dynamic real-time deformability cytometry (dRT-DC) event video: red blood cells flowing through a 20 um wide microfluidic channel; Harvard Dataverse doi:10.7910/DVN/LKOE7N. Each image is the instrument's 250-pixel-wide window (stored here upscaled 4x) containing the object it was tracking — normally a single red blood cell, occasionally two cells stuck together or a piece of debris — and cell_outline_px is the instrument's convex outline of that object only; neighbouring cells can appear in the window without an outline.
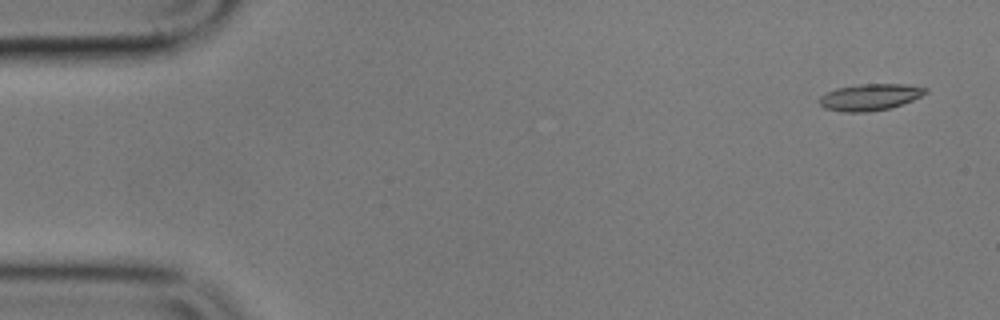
{"species": "common noctule bat (a hibernating species)", "species_latin": "Nyctalus noctula", "temperature_condition": "cold", "stored_images_in_passage": 5, "camera_frame_rate_fps": 3000, "um_per_image_px": 0.085, "animal": {"sex": "male", "body_mass_g": 17.9}, "frame": {"image": 1, "passage_image": 1, "time_ms": 0.0, "image_size_px": [1000, 320], "cell_outline_px": [[928, 92], [912, 100], [888, 108], [868, 112], [844, 112], [824, 108], [820, 104], [820, 96], [836, 88], [860, 84], [908, 84], [928, 88]], "centroid_in_image_um": [73.95, 8.24], "position_along_channel_um": 11.0, "area_um2": 16.3}}
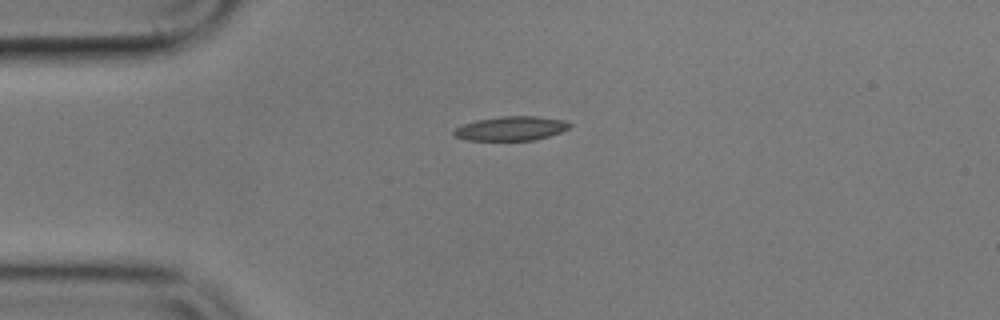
{"frame": {"image": 2, "passage_image": 4, "time_ms": 3.667, "image_size_px": [1000, 320], "cell_outline_px": [[572, 124], [568, 128], [560, 132], [548, 136], [532, 140], [468, 140], [456, 136], [452, 132], [456, 128], [464, 124], [476, 120], [500, 116], [536, 116], [564, 120]], "centroid_in_image_um": [43.44, 10.91], "position_along_channel_um": 41.6, "area_um2": 16.13}}